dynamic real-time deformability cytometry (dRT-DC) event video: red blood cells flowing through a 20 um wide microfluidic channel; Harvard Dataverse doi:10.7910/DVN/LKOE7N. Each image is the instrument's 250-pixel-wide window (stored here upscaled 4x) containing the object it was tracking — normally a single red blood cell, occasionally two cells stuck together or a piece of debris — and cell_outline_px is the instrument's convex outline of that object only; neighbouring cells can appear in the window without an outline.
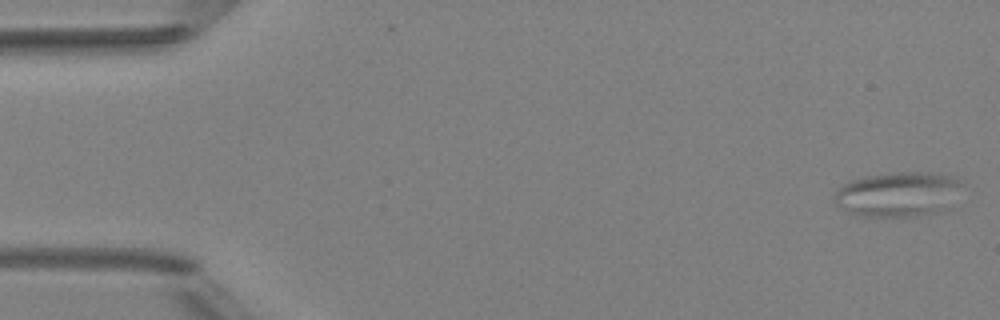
{"species": "Egyptian fruit bat (a non-hibernating species)", "species_latin": "Rousettus aegyptiacus", "temperature_condition": "room temperature", "stored_images_in_passage": 7, "camera_frame_rate_fps": 3000, "um_per_image_px": 0.085, "animal": {"sex": "female"}, "frame": {"image": 1, "passage_image": 1, "time_ms": 0.0, "image_size_px": [1000, 320], "cell_outline_px": [[964, 184], [936, 212], [916, 216], [864, 216], [848, 212], [840, 208], [836, 204], [836, 192], [844, 184], [852, 180], [864, 176], [896, 172], [932, 172], [960, 176]], "centroid_in_image_um": [76.32, 16.47], "position_along_channel_um": 8.7, "area_um2": 32.77}}
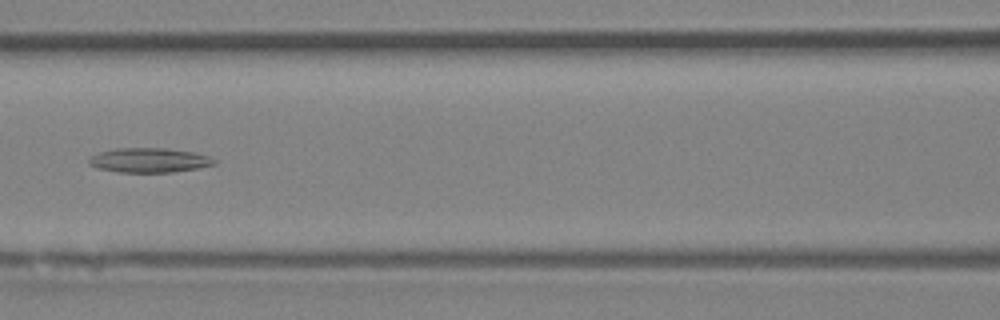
{"frame": {"image": 2, "passage_image": 7, "time_ms": 7.667, "image_size_px": [1000, 320], "cell_outline_px": [[216, 164], [200, 168], [172, 172], [120, 172], [96, 168], [88, 164], [88, 160], [92, 156], [100, 152], [116, 148], [164, 148], [192, 152], [208, 156], [216, 160]], "centroid_in_image_um": [12.68, 13.62], "position_along_channel_um": 153.9, "area_um2": 17.86}}